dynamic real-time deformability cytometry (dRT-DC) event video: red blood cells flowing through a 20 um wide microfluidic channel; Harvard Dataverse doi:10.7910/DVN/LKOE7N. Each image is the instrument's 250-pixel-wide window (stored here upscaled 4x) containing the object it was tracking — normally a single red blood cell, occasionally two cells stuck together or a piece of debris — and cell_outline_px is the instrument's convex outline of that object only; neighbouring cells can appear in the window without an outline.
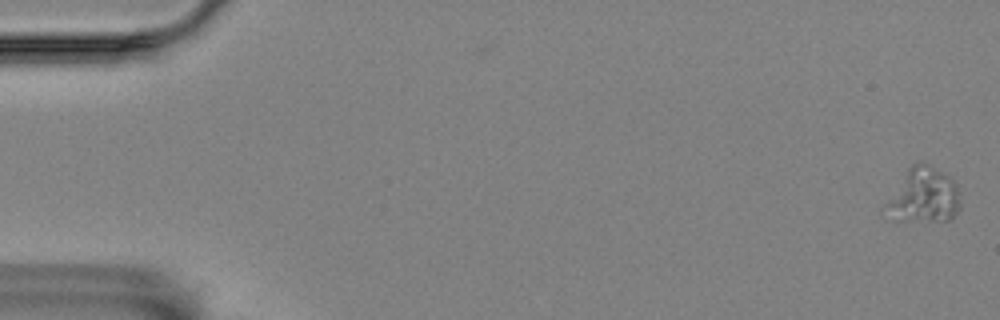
{"species": "Egyptian fruit bat (a non-hibernating species)", "species_latin": "Rousettus aegyptiacus", "temperature_condition": "room temperature", "stored_images_in_passage": 19, "camera_frame_rate_fps": 3000, "um_per_image_px": 0.085, "animal": {"sex": "female"}, "frame": {"image": 1, "passage_image": 1, "time_ms": 0.0, "image_size_px": [1000, 320], "cell_outline_px": [[960, 208], [948, 220], [932, 220], [916, 216], [884, 204], [908, 168], [912, 164], [924, 164], [948, 176], [952, 180], [956, 188], [960, 204]], "centroid_in_image_um": [78.66, 16.49], "position_along_channel_um": 6.3, "area_um2": 20.87}}